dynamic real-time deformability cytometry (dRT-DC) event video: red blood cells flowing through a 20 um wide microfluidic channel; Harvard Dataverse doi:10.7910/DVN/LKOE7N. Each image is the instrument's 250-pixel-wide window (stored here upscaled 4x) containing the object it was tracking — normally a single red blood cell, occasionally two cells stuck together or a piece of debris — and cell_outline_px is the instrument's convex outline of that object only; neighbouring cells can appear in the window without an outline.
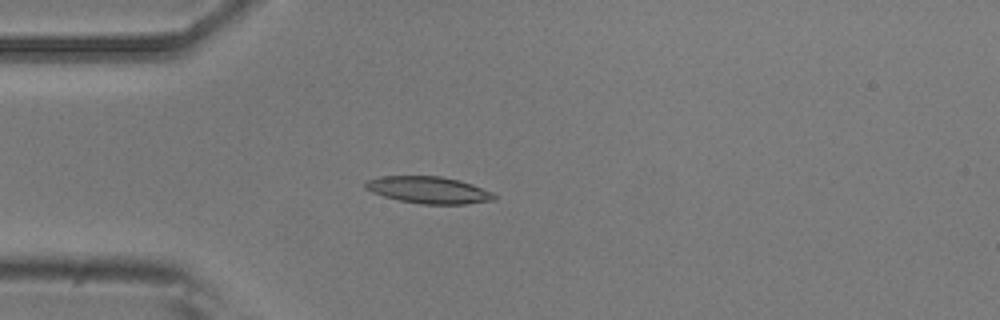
{"species": "common noctule bat (a hibernating species)", "species_latin": "Nyctalus noctula", "temperature_condition": "room temperature", "stored_images_in_passage": 4, "camera_frame_rate_fps": 3000, "um_per_image_px": 0.085, "animal": {"sex": "male", "body_mass_g": 20.5, "forearm_length_mm": 52.5}, "frame": {"image": 1, "passage_image": 4, "time_ms": 3.333, "image_size_px": [1000, 320], "cell_outline_px": [[496, 200], [464, 204], [420, 204], [400, 200], [384, 196], [372, 192], [364, 188], [364, 184], [368, 180], [380, 176], [440, 176], [460, 180], [472, 184], [492, 192], [496, 196]], "centroid_in_image_um": [36.44, 16.15], "position_along_channel_um": 48.6, "area_um2": 20.17}}